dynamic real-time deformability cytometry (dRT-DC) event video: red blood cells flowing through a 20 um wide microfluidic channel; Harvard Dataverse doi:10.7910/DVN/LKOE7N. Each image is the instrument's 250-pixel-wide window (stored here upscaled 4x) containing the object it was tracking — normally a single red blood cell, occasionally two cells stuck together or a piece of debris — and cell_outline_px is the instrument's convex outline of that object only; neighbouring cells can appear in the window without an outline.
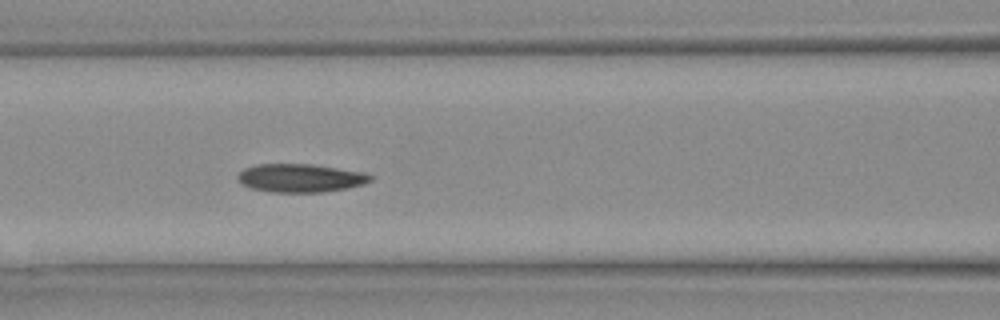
{"species": "Egyptian fruit bat (a non-hibernating species)", "species_latin": "Rousettus aegyptiacus", "temperature_condition": "warm", "stored_images_in_passage": 26, "camera_frame_rate_fps": 3000, "um_per_image_px": 0.085, "animal": {"sex": "female"}, "frame": {"image": 1, "passage_image": 12, "time_ms": 3.667, "image_size_px": [1000, 320], "cell_outline_px": [[372, 180], [364, 184], [324, 192], [272, 192], [252, 188], [240, 184], [236, 180], [236, 176], [244, 168], [256, 164], [312, 164], [364, 172], [372, 176]], "centroid_in_image_um": [25.49, 15.12], "position_along_channel_um": 141.1, "area_um2": 21.96}}